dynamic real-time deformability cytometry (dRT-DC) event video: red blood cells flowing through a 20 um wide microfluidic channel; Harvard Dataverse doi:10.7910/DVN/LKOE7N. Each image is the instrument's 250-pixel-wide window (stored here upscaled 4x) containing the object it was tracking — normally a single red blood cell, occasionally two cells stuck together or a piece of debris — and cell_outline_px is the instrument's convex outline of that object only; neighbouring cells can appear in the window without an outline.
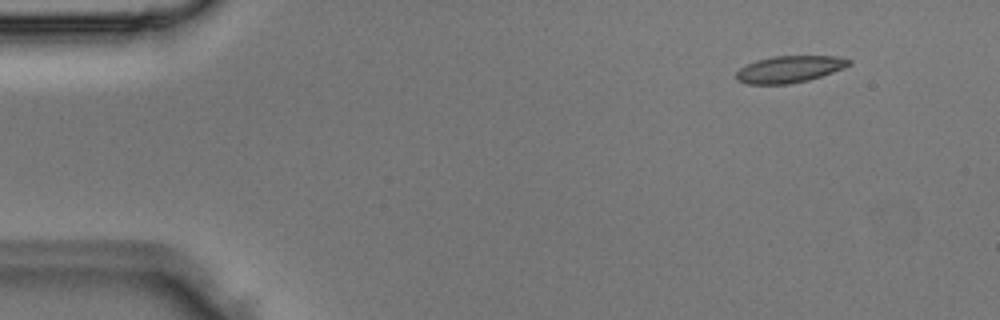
{"species": "Egyptian fruit bat (a non-hibernating species)", "species_latin": "Rousettus aegyptiacus", "temperature_condition": "room temperature", "stored_images_in_passage": 4, "camera_frame_rate_fps": 3000, "um_per_image_px": 0.085, "animal": {"sex": "male"}, "frame": {"image": 1, "passage_image": 1, "time_ms": 0.0, "image_size_px": [1000, 320], "cell_outline_px": [[852, 64], [844, 68], [808, 80], [788, 84], [748, 84], [736, 80], [736, 72], [740, 68], [756, 60], [772, 56], [836, 56], [852, 60]], "centroid_in_image_um": [67.1, 5.88], "position_along_channel_um": 17.9, "area_um2": 17.57}}
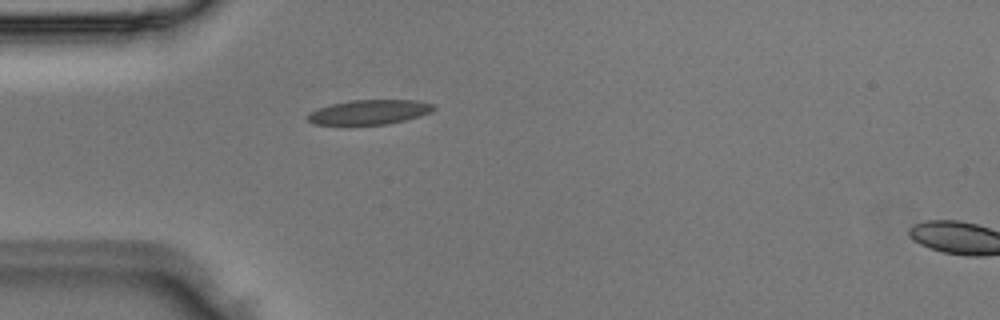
{"frame": {"image": 2, "passage_image": 3, "time_ms": 0.667, "image_size_px": [1000, 320], "cell_outline_px": [[436, 108], [428, 112], [404, 120], [388, 124], [312, 124], [308, 120], [308, 112], [332, 104], [352, 100], [416, 100], [432, 104]], "centroid_in_image_um": [31.36, 9.52], "position_along_channel_um": 53.6, "area_um2": 17.63}}